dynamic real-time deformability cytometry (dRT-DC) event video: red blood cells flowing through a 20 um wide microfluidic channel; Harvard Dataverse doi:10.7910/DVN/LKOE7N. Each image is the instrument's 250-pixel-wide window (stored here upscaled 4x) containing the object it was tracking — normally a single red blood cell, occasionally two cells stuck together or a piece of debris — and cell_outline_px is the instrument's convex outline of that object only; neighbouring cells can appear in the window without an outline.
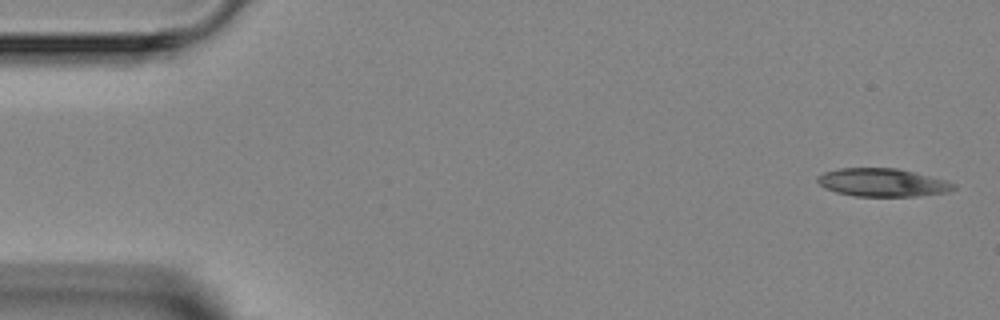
{"species": "Egyptian fruit bat (a non-hibernating species)", "species_latin": "Rousettus aegyptiacus", "temperature_condition": "room temperature", "stored_images_in_passage": 4, "camera_frame_rate_fps": 3000, "um_per_image_px": 0.085, "animal": {"sex": "female"}, "frame": {"image": 1, "passage_image": 1, "time_ms": 0.0, "image_size_px": [1000, 320], "cell_outline_px": [[956, 188], [948, 192], [916, 196], [856, 196], [836, 192], [824, 188], [816, 180], [816, 176], [824, 172], [840, 168], [896, 168], [916, 172], [948, 180], [956, 184]], "centroid_in_image_um": [75.03, 15.51], "position_along_channel_um": 10.0, "area_um2": 22.48}}
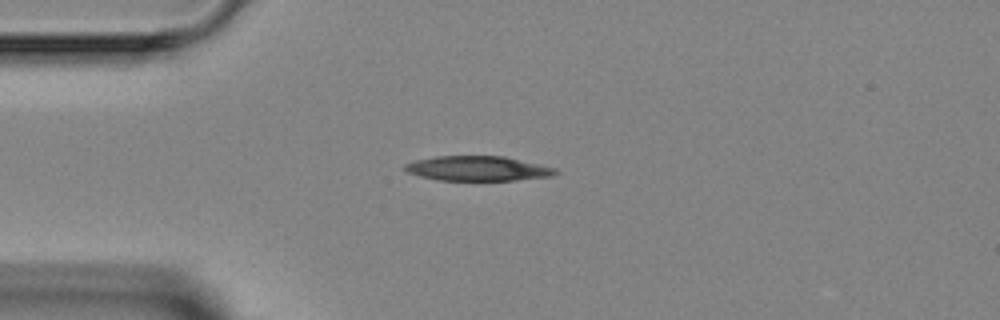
{"frame": {"image": 2, "passage_image": 4, "time_ms": 3.333, "image_size_px": [1000, 320], "cell_outline_px": [[560, 172], [552, 176], [516, 180], [436, 180], [420, 176], [408, 172], [404, 168], [404, 164], [416, 160], [436, 156], [504, 156], [556, 168]], "centroid_in_image_um": [40.62, 14.32], "position_along_channel_um": 44.4, "area_um2": 21.68}}